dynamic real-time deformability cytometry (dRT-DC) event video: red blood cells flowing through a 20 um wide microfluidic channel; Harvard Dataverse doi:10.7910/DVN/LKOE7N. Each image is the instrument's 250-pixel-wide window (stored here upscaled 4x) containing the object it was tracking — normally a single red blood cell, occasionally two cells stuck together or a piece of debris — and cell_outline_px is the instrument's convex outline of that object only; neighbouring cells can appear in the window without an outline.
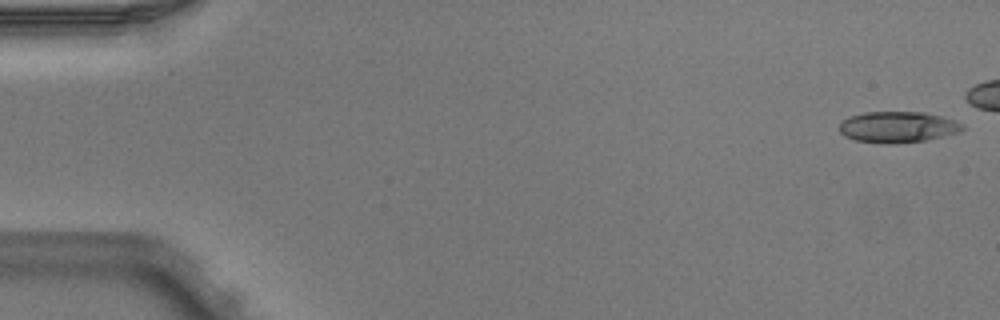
{"species": "Egyptian fruit bat (a non-hibernating species)", "species_latin": "Rousettus aegyptiacus", "temperature_condition": "warm", "stored_images_in_passage": 6, "camera_frame_rate_fps": 3000, "um_per_image_px": 0.085, "animal": {"sex": "male"}, "frame": {"image": 1, "passage_image": 1, "time_ms": 0.0, "image_size_px": [1000, 320], "cell_outline_px": [[964, 128], [960, 132], [944, 136], [924, 140], [888, 144], [856, 140], [844, 136], [840, 132], [840, 120], [848, 116], [864, 112], [924, 112], [956, 120], [964, 124]], "centroid_in_image_um": [76.3, 10.78], "position_along_channel_um": 8.7, "area_um2": 22.37}}
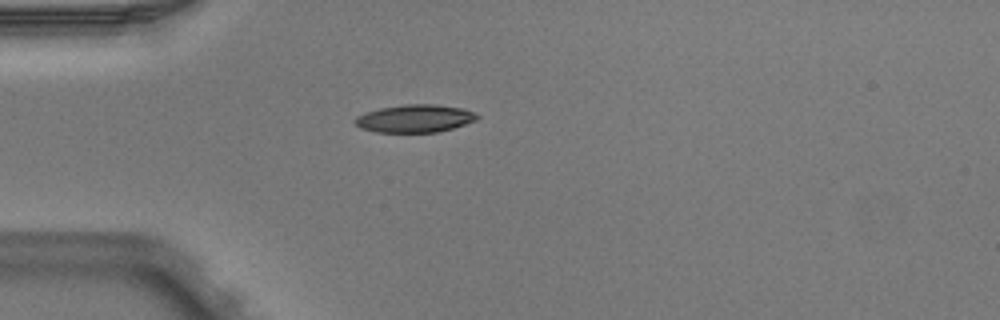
{"frame": {"image": 2, "passage_image": 6, "time_ms": 1.667, "image_size_px": [1000, 320], "cell_outline_px": [[480, 116], [476, 120], [452, 128], [436, 132], [376, 132], [360, 128], [352, 120], [356, 116], [380, 108], [408, 104], [436, 104], [464, 108]], "centroid_in_image_um": [35.25, 10.07], "position_along_channel_um": 49.7, "area_um2": 19.65}}